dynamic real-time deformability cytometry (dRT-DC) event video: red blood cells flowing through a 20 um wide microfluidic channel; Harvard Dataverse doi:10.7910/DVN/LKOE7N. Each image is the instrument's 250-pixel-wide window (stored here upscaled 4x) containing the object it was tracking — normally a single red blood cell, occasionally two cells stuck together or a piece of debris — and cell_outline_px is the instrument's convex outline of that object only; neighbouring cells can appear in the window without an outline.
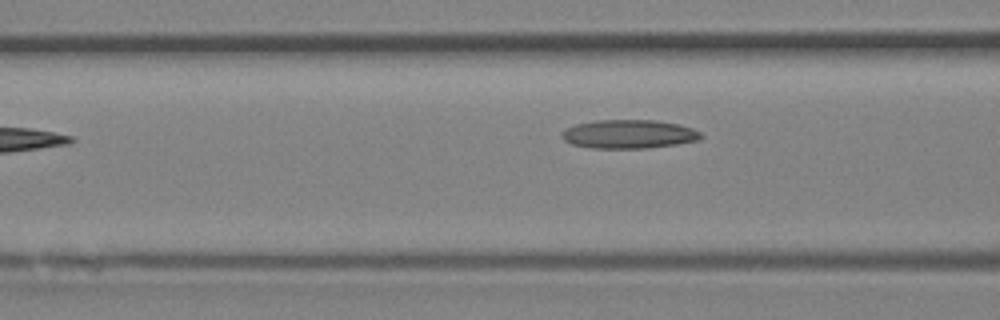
{"species": "Egyptian fruit bat (a non-hibernating species)", "species_latin": "Rousettus aegyptiacus", "temperature_condition": "room temperature", "stored_images_in_passage": 4, "camera_frame_rate_fps": 3000, "um_per_image_px": 0.085, "animal": {"sex": "female"}, "frame": {"image": 1, "passage_image": 4, "time_ms": 1.0, "image_size_px": [1000, 320], "cell_outline_px": [[704, 136], [700, 140], [676, 144], [648, 148], [592, 148], [572, 144], [564, 140], [560, 136], [560, 132], [576, 124], [596, 120], [656, 120], [680, 124], [692, 128], [700, 132]], "centroid_in_image_um": [53.47, 11.4], "position_along_channel_um": 113.1, "area_um2": 23.41}}